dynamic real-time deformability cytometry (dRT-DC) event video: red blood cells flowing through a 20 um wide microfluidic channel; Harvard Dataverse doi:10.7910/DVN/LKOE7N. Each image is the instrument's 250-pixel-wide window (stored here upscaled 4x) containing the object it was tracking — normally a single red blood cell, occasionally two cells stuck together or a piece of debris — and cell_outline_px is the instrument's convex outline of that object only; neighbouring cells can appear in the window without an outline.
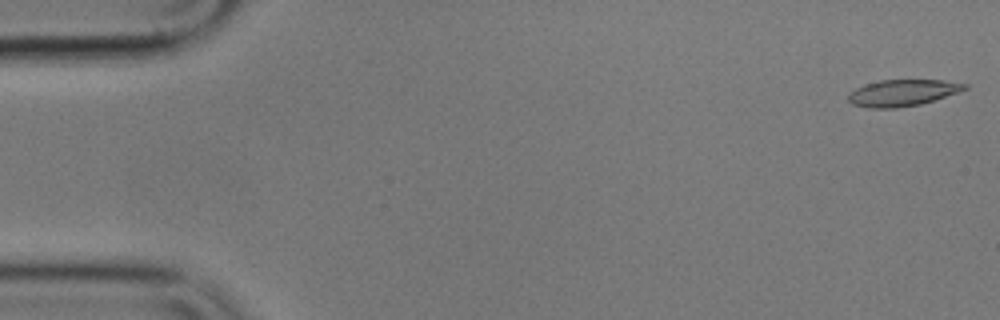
{"species": "common noctule bat (a hibernating species)", "species_latin": "Nyctalus noctula", "temperature_condition": "cold", "stored_images_in_passage": 55, "camera_frame_rate_fps": 3000, "um_per_image_px": 0.085, "animal": {"sex": "male", "body_mass_g": 17.9}, "frame": {"image": 1, "passage_image": 1, "time_ms": 0.0, "image_size_px": [1000, 320], "cell_outline_px": [[968, 88], [920, 104], [896, 108], [868, 108], [852, 104], [848, 100], [848, 96], [856, 88], [864, 84], [880, 80], [944, 80], [968, 84]], "centroid_in_image_um": [76.68, 7.88], "position_along_channel_um": 8.3, "area_um2": 17.74}}
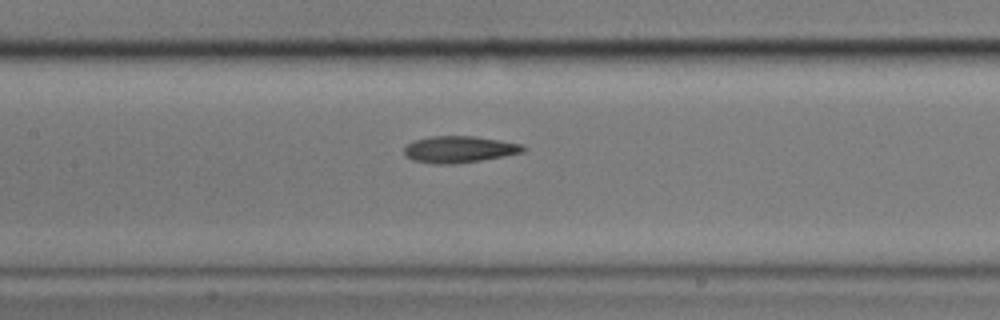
{"frame": {"image": 2, "passage_image": 25, "time_ms": 8.0, "image_size_px": [1000, 320], "cell_outline_px": [[528, 148], [524, 152], [504, 156], [456, 164], [432, 164], [412, 160], [404, 156], [404, 148], [408, 144], [416, 140], [432, 136], [476, 136], [524, 144]], "centroid_in_image_um": [39.06, 12.7], "position_along_channel_um": 168.3, "area_um2": 18.67}}
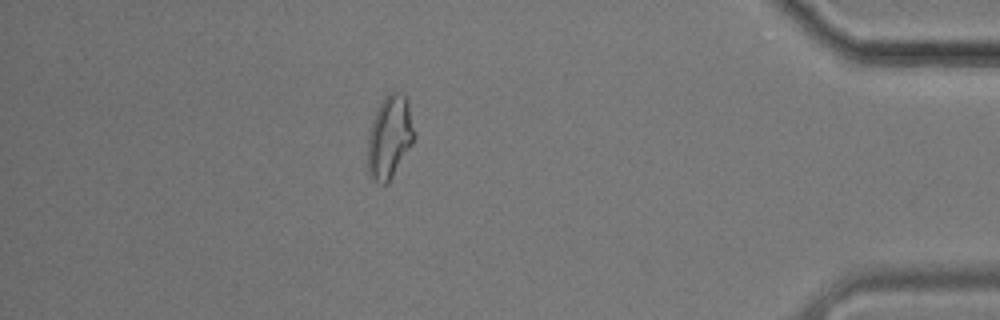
{"frame": {"image": 3, "passage_image": 48, "time_ms": 15.667, "image_size_px": [1000, 320], "cell_outline_px": [[416, 136], [412, 144], [388, 184], [380, 184], [368, 172], [368, 132], [372, 120], [384, 96], [388, 92], [400, 92], [408, 100]], "centroid_in_image_um": [33.13, 11.63], "position_along_channel_um": 402.1, "area_um2": 22.48}, "authors_computed_cell_mechanics": {"area_um2": 18.5538, "velocity_mm_per_s": 3.6142, "shape_relaxation_time_tau1_ms": 6.5381, "shape_relaxation_time_tau2_ms": 4.0021, "deformation_change_tau1": 0.1692, "deformation_change_tau2": 0.1223}}